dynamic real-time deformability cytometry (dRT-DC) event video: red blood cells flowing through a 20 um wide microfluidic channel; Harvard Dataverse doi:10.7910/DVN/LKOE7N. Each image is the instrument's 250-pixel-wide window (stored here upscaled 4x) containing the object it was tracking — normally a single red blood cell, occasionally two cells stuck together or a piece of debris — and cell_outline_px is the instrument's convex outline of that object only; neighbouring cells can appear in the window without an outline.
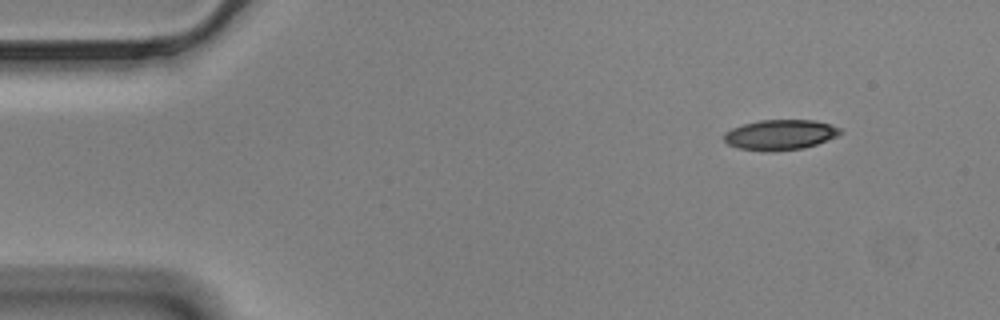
{"species": "Egyptian fruit bat (a non-hibernating species)", "species_latin": "Rousettus aegyptiacus", "temperature_condition": "cold", "stored_images_in_passage": 52, "camera_frame_rate_fps": 3000, "um_per_image_px": 0.085, "animal": {"sex": "male"}, "frame": {"image": 1, "passage_image": 1, "time_ms": 0.0, "image_size_px": [1000, 320], "cell_outline_px": [[844, 132], [836, 136], [816, 144], [804, 148], [772, 152], [764, 152], [740, 148], [728, 144], [724, 140], [724, 132], [732, 128], [744, 124], [760, 120], [816, 120], [840, 128]], "centroid_in_image_um": [66.3, 11.46], "position_along_channel_um": 18.7, "area_um2": 20.52}}
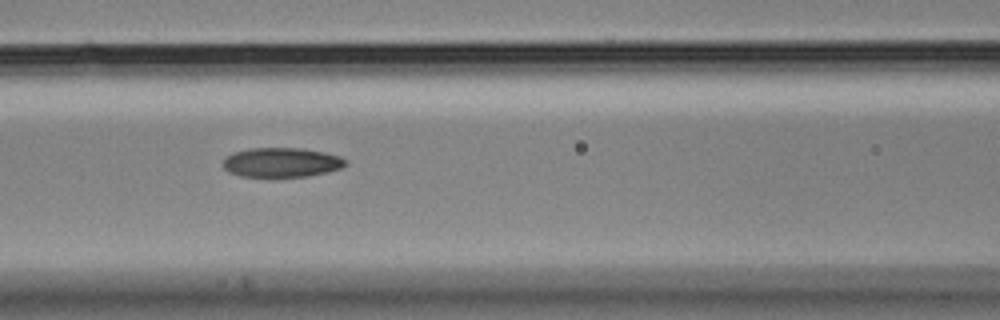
{"frame": {"image": 2, "passage_image": 19, "time_ms": 6.0, "image_size_px": [1000, 320], "cell_outline_px": [[348, 164], [340, 168], [328, 172], [308, 176], [240, 176], [228, 172], [220, 164], [224, 156], [232, 152], [248, 148], [300, 148], [324, 152], [340, 156], [348, 160]], "centroid_in_image_um": [23.89, 13.79], "position_along_channel_um": 142.7, "area_um2": 21.33}}
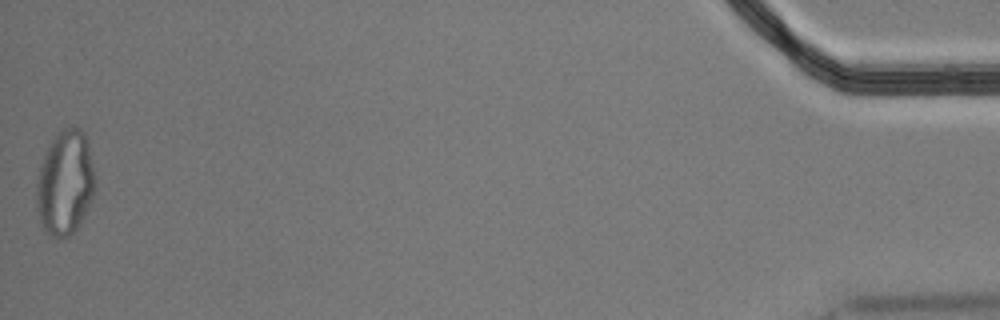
{"frame": {"image": 3, "passage_image": 52, "time_ms": 17.0, "image_size_px": [1000, 320], "cell_outline_px": [[96, 188], [88, 208], [80, 224], [68, 236], [52, 236], [40, 224], [36, 204], [36, 180], [40, 164], [52, 140], [64, 128], [72, 124], [80, 128], [84, 132], [88, 144], [96, 176]], "centroid_in_image_um": [5.55, 15.51], "position_along_channel_um": 429.6, "area_um2": 35.95}, "authors_computed_cell_mechanics": {"area_um2": 21.5594, "velocity_mm_per_s": 3.4813, "shape_relaxation_time_tau1_ms": null, "shape_relaxation_time_tau2_ms": 3.9211, "deformation_change_tau1": null, "deformation_change_tau2": 0.1072}}